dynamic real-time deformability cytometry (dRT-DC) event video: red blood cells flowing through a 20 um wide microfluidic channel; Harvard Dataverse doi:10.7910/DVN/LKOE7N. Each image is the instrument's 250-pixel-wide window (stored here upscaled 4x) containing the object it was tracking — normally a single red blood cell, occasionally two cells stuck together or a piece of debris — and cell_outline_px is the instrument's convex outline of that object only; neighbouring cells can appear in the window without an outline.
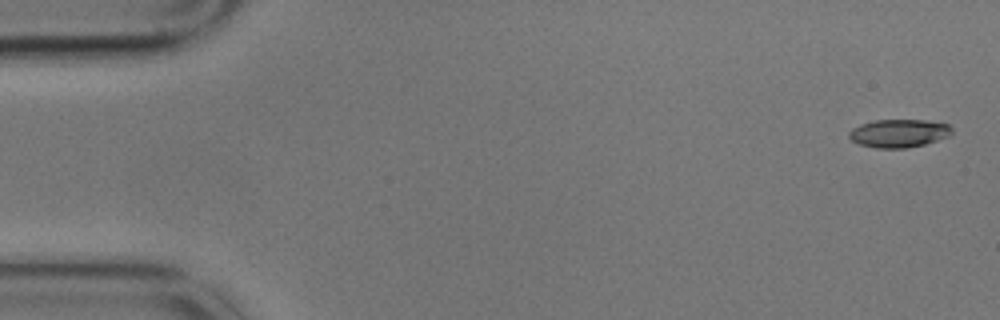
{"species": "common noctule bat (a hibernating species)", "species_latin": "Nyctalus noctula", "temperature_condition": "cold", "stored_images_in_passage": 6, "camera_frame_rate_fps": 3000, "um_per_image_px": 0.085, "animal": {"sex": "male", "body_mass_g": 17.9}, "frame": {"image": 1, "passage_image": 1, "time_ms": 0.0, "image_size_px": [1000, 320], "cell_outline_px": [[952, 136], [924, 144], [904, 148], [876, 148], [860, 144], [852, 140], [848, 136], [848, 132], [852, 128], [860, 124], [876, 120], [924, 120], [948, 124], [952, 128]], "centroid_in_image_um": [76.41, 11.32], "position_along_channel_um": 8.6, "area_um2": 16.88}}
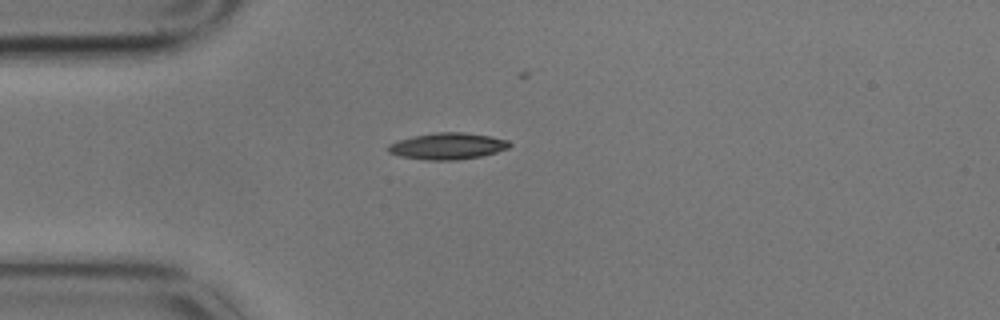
{"frame": {"image": 2, "passage_image": 4, "time_ms": 1.0, "image_size_px": [1000, 320], "cell_outline_px": [[512, 144], [508, 148], [496, 152], [480, 156], [456, 160], [424, 160], [400, 156], [388, 152], [388, 144], [412, 136], [436, 132], [464, 132], [488, 136], [508, 140]], "centroid_in_image_um": [38.03, 12.42], "position_along_channel_um": 47.0, "area_um2": 18.67}}